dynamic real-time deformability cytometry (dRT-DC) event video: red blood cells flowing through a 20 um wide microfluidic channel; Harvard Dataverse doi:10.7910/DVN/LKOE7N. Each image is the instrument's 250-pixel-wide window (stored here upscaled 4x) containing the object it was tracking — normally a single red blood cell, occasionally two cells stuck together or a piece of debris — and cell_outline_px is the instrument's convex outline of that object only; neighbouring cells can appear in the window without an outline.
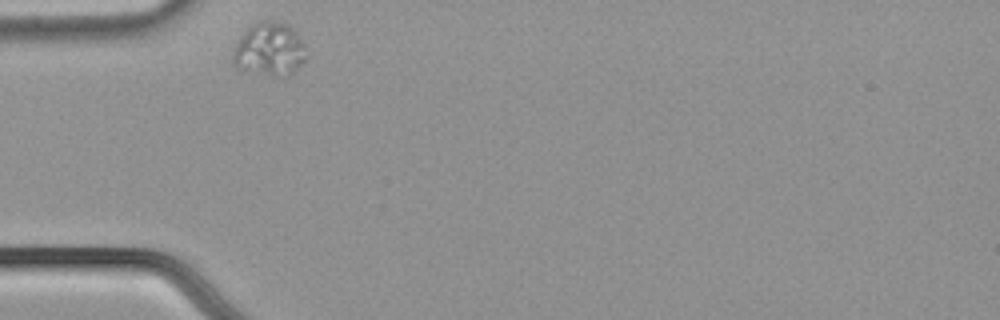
{"species": "common noctule bat (a hibernating species)", "species_latin": "Nyctalus noctula", "temperature_condition": "cold", "stored_images_in_passage": 30, "camera_frame_rate_fps": 3000, "um_per_image_px": 0.085, "animal": {"sex": "male", "body_mass_g": 21.5, "forearm_length_mm": 52.0}, "frame": {"image": 1, "passage_image": 1, "time_ms": 0.0, "image_size_px": [1000, 320], "cell_outline_px": [[308, 60], [292, 72], [284, 76], [276, 76], [240, 72], [232, 64], [232, 52], [240, 36], [256, 20], [268, 20], [288, 24], [296, 32], [304, 44], [308, 56]], "centroid_in_image_um": [22.88, 4.22], "position_along_channel_um": 62.1, "area_um2": 23.52}}
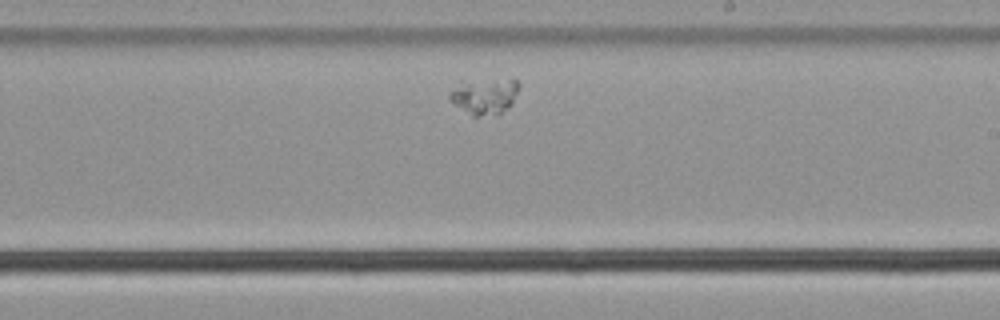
{"frame": {"image": 2, "passage_image": 18, "time_ms": 5.667, "image_size_px": [1000, 320], "cell_outline_px": [[520, 84], [512, 104], [496, 116], [472, 116], [448, 100], [448, 92], [460, 80], [512, 76], [516, 76]], "centroid_in_image_um": [41.19, 8.09], "position_along_channel_um": 247.8, "area_um2": 15.72}}
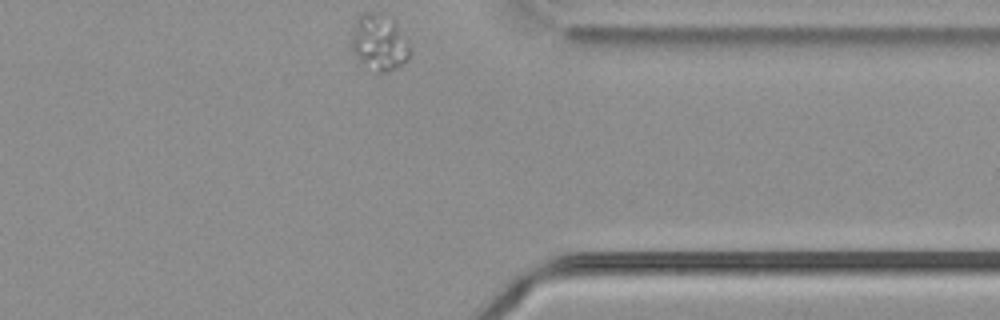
{"frame": {"image": 3, "passage_image": 30, "time_ms": 9.667, "image_size_px": [1000, 320], "cell_outline_px": [[412, 52], [408, 60], [396, 68], [384, 72], [376, 72], [360, 60], [352, 52], [348, 44], [352, 28], [360, 12], [380, 12], [396, 20], [412, 48]], "centroid_in_image_um": [32.23, 3.56], "position_along_channel_um": 379.2, "area_um2": 19.94}}